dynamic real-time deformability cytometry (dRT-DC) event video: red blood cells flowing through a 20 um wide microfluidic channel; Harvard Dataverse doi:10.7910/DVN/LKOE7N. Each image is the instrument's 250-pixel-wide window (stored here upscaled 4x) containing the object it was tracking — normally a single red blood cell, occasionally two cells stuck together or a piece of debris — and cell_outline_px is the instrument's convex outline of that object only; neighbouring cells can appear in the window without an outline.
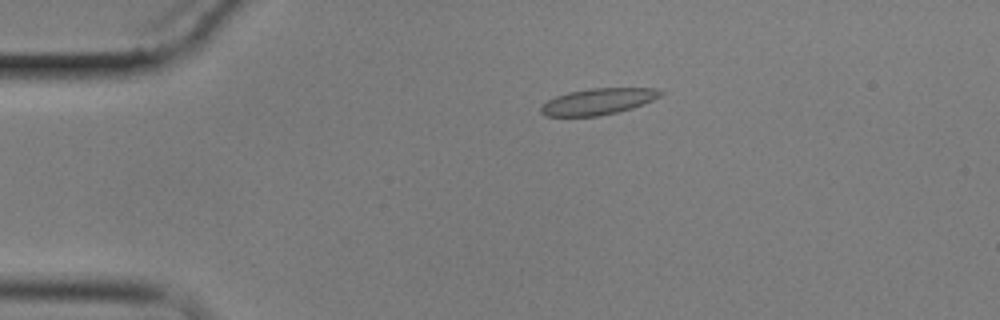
{"species": "common noctule bat (a hibernating species)", "species_latin": "Nyctalus noctula", "temperature_condition": "cold", "stored_images_in_passage": 7, "camera_frame_rate_fps": 3000, "um_per_image_px": 0.085, "animal": {"sex": "male", "body_mass_g": 17.9}, "frame": {"image": 1, "passage_image": 2, "time_ms": 1.0, "image_size_px": [1000, 320], "cell_outline_px": [[664, 92], [660, 96], [652, 100], [632, 108], [616, 112], [596, 116], [548, 116], [540, 112], [540, 108], [548, 100], [556, 96], [568, 92], [592, 88], [656, 88]], "centroid_in_image_um": [50.84, 8.62], "position_along_channel_um": 34.2, "area_um2": 18.09}}
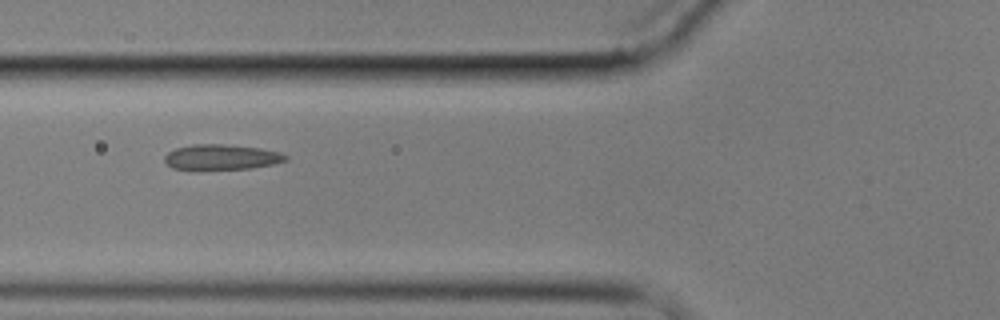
{"frame": {"image": 2, "passage_image": 5, "time_ms": 4.333, "image_size_px": [1000, 320], "cell_outline_px": [[288, 160], [272, 164], [252, 168], [172, 168], [164, 160], [164, 156], [168, 152], [176, 148], [192, 144], [220, 144], [260, 148], [280, 152], [288, 156]], "centroid_in_image_um": [18.85, 13.33], "position_along_channel_um": 107.0, "area_um2": 17.4}}
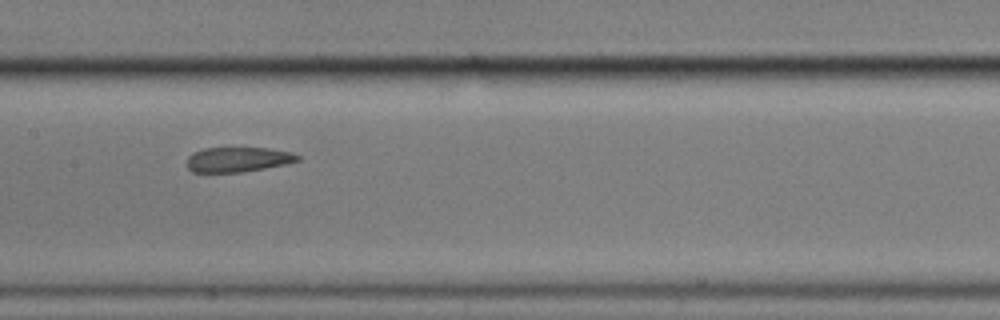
{"frame": {"image": 3, "passage_image": 7, "time_ms": 6.667, "image_size_px": [1000, 320], "cell_outline_px": [[300, 160], [288, 164], [244, 172], [192, 172], [188, 168], [188, 156], [204, 148], [268, 148], [292, 152], [300, 156]], "centroid_in_image_um": [20.28, 13.56], "position_along_channel_um": 187.1, "area_um2": 16.07}}